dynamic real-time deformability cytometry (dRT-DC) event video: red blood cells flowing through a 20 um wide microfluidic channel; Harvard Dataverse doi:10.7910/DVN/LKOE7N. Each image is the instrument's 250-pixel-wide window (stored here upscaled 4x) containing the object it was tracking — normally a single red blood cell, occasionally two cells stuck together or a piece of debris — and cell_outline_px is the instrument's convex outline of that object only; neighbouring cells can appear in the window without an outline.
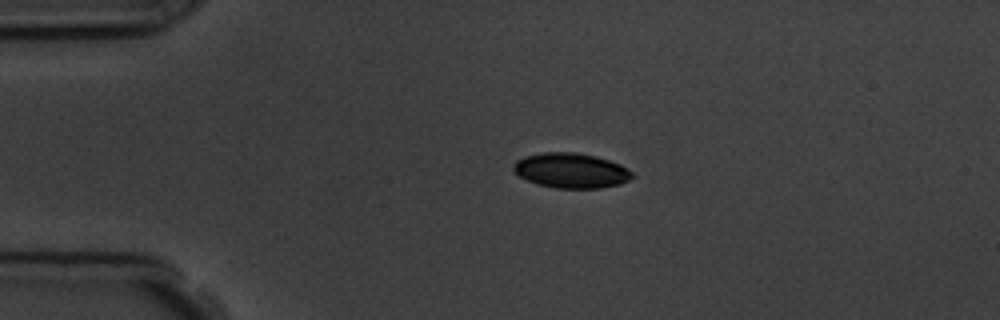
{"species": "common noctule bat (a hibernating species)", "species_latin": "Nyctalus noctula", "temperature_condition": "room temperature", "stored_images_in_passage": 3, "camera_frame_rate_fps": 3000, "um_per_image_px": 0.085, "animal": {"sex": "male", "body_mass_g": 19.5, "forearm_length_mm": 54.6}, "frame": {"image": 1, "passage_image": 2, "time_ms": 1.0, "image_size_px": [1000, 320], "cell_outline_px": [[632, 176], [628, 180], [620, 184], [600, 188], [556, 188], [536, 184], [520, 176], [512, 168], [512, 164], [516, 160], [524, 156], [544, 152], [576, 152], [596, 156], [620, 164], [632, 172]], "centroid_in_image_um": [48.51, 14.49], "position_along_channel_um": 36.5, "area_um2": 24.16}}
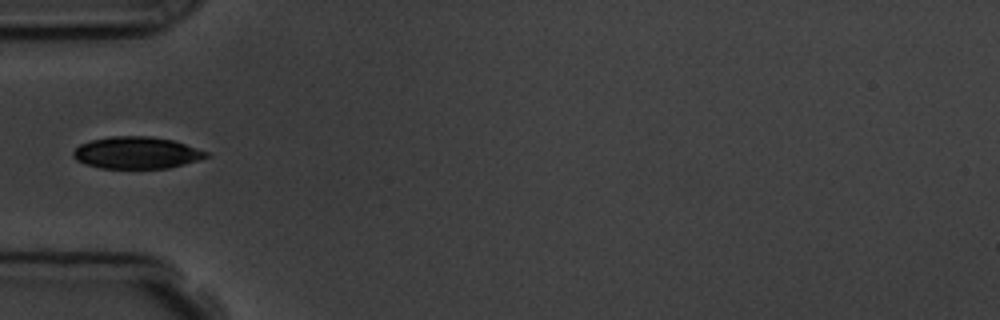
{"frame": {"image": 2, "passage_image": 3, "time_ms": 3.0, "image_size_px": [1000, 320], "cell_outline_px": [[208, 156], [184, 164], [168, 168], [100, 168], [76, 160], [72, 156], [72, 152], [80, 144], [92, 140], [112, 136], [148, 136], [172, 140], [208, 152]], "centroid_in_image_um": [11.57, 12.98], "position_along_channel_um": 73.4, "area_um2": 24.39}}